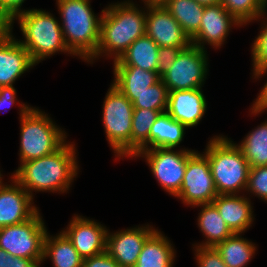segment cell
I'll use <instances>...</instances> for the list:
<instances>
[{
	"label": "cell",
	"instance_id": "6da1fadb",
	"mask_svg": "<svg viewBox=\"0 0 267 267\" xmlns=\"http://www.w3.org/2000/svg\"><path fill=\"white\" fill-rule=\"evenodd\" d=\"M75 142L66 141L53 153L19 164L11 173L33 198L36 192L68 193L79 174Z\"/></svg>",
	"mask_w": 267,
	"mask_h": 267
},
{
	"label": "cell",
	"instance_id": "7a4b0ae2",
	"mask_svg": "<svg viewBox=\"0 0 267 267\" xmlns=\"http://www.w3.org/2000/svg\"><path fill=\"white\" fill-rule=\"evenodd\" d=\"M136 3L123 0L106 5L100 23L98 48L88 64L102 57L118 60L137 38L146 35V2H143V7Z\"/></svg>",
	"mask_w": 267,
	"mask_h": 267
},
{
	"label": "cell",
	"instance_id": "3957f363",
	"mask_svg": "<svg viewBox=\"0 0 267 267\" xmlns=\"http://www.w3.org/2000/svg\"><path fill=\"white\" fill-rule=\"evenodd\" d=\"M91 0H56L60 25L68 50L82 61L88 63L96 54L101 14H95Z\"/></svg>",
	"mask_w": 267,
	"mask_h": 267
},
{
	"label": "cell",
	"instance_id": "277c9868",
	"mask_svg": "<svg viewBox=\"0 0 267 267\" xmlns=\"http://www.w3.org/2000/svg\"><path fill=\"white\" fill-rule=\"evenodd\" d=\"M203 153L207 156L218 195L245 193L250 165L231 138L222 134L211 137Z\"/></svg>",
	"mask_w": 267,
	"mask_h": 267
},
{
	"label": "cell",
	"instance_id": "5b68a950",
	"mask_svg": "<svg viewBox=\"0 0 267 267\" xmlns=\"http://www.w3.org/2000/svg\"><path fill=\"white\" fill-rule=\"evenodd\" d=\"M15 20L22 34L18 41L29 52L33 62L38 65L46 58H51L56 53H66L74 56L67 48L59 19L43 9L32 8L18 15Z\"/></svg>",
	"mask_w": 267,
	"mask_h": 267
},
{
	"label": "cell",
	"instance_id": "8992f818",
	"mask_svg": "<svg viewBox=\"0 0 267 267\" xmlns=\"http://www.w3.org/2000/svg\"><path fill=\"white\" fill-rule=\"evenodd\" d=\"M19 119L20 164L49 155L67 141L65 129L58 126L51 116L39 107H32Z\"/></svg>",
	"mask_w": 267,
	"mask_h": 267
},
{
	"label": "cell",
	"instance_id": "52a82bcc",
	"mask_svg": "<svg viewBox=\"0 0 267 267\" xmlns=\"http://www.w3.org/2000/svg\"><path fill=\"white\" fill-rule=\"evenodd\" d=\"M102 106L103 128L107 142L115 153V160L130 159L134 112L132 102L110 84Z\"/></svg>",
	"mask_w": 267,
	"mask_h": 267
},
{
	"label": "cell",
	"instance_id": "ba28073f",
	"mask_svg": "<svg viewBox=\"0 0 267 267\" xmlns=\"http://www.w3.org/2000/svg\"><path fill=\"white\" fill-rule=\"evenodd\" d=\"M40 211L25 222L0 228V248L14 257L34 259L41 265L48 229Z\"/></svg>",
	"mask_w": 267,
	"mask_h": 267
},
{
	"label": "cell",
	"instance_id": "9c48e42d",
	"mask_svg": "<svg viewBox=\"0 0 267 267\" xmlns=\"http://www.w3.org/2000/svg\"><path fill=\"white\" fill-rule=\"evenodd\" d=\"M193 149L152 148L138 152L133 158H143L164 191L175 197L182 187L188 157Z\"/></svg>",
	"mask_w": 267,
	"mask_h": 267
},
{
	"label": "cell",
	"instance_id": "30bf717a",
	"mask_svg": "<svg viewBox=\"0 0 267 267\" xmlns=\"http://www.w3.org/2000/svg\"><path fill=\"white\" fill-rule=\"evenodd\" d=\"M207 53L192 44L180 51L169 71L161 77L169 92L204 87L209 72Z\"/></svg>",
	"mask_w": 267,
	"mask_h": 267
},
{
	"label": "cell",
	"instance_id": "8fae6325",
	"mask_svg": "<svg viewBox=\"0 0 267 267\" xmlns=\"http://www.w3.org/2000/svg\"><path fill=\"white\" fill-rule=\"evenodd\" d=\"M217 195L207 156L194 150L188 157L182 187L175 198L193 208L212 203Z\"/></svg>",
	"mask_w": 267,
	"mask_h": 267
},
{
	"label": "cell",
	"instance_id": "7c38bea8",
	"mask_svg": "<svg viewBox=\"0 0 267 267\" xmlns=\"http://www.w3.org/2000/svg\"><path fill=\"white\" fill-rule=\"evenodd\" d=\"M136 225L106 235V252L120 265L133 267L146 240L158 229L152 225Z\"/></svg>",
	"mask_w": 267,
	"mask_h": 267
},
{
	"label": "cell",
	"instance_id": "4fadbf2b",
	"mask_svg": "<svg viewBox=\"0 0 267 267\" xmlns=\"http://www.w3.org/2000/svg\"><path fill=\"white\" fill-rule=\"evenodd\" d=\"M235 26L244 27L220 3L205 6L199 31L190 39L191 44L203 50H207L206 44L219 50Z\"/></svg>",
	"mask_w": 267,
	"mask_h": 267
},
{
	"label": "cell",
	"instance_id": "5bb4252c",
	"mask_svg": "<svg viewBox=\"0 0 267 267\" xmlns=\"http://www.w3.org/2000/svg\"><path fill=\"white\" fill-rule=\"evenodd\" d=\"M146 35L159 47H188L189 37L161 3L146 2Z\"/></svg>",
	"mask_w": 267,
	"mask_h": 267
},
{
	"label": "cell",
	"instance_id": "9a60e30c",
	"mask_svg": "<svg viewBox=\"0 0 267 267\" xmlns=\"http://www.w3.org/2000/svg\"><path fill=\"white\" fill-rule=\"evenodd\" d=\"M73 243L79 255L85 259L106 251L107 227L101 222L74 214L62 230Z\"/></svg>",
	"mask_w": 267,
	"mask_h": 267
},
{
	"label": "cell",
	"instance_id": "2e32d148",
	"mask_svg": "<svg viewBox=\"0 0 267 267\" xmlns=\"http://www.w3.org/2000/svg\"><path fill=\"white\" fill-rule=\"evenodd\" d=\"M10 184L0 187V228L19 224L32 218L39 208L34 205V198L10 176Z\"/></svg>",
	"mask_w": 267,
	"mask_h": 267
},
{
	"label": "cell",
	"instance_id": "e0dca14e",
	"mask_svg": "<svg viewBox=\"0 0 267 267\" xmlns=\"http://www.w3.org/2000/svg\"><path fill=\"white\" fill-rule=\"evenodd\" d=\"M207 105L202 88L175 90L169 92L166 112L188 129L200 124Z\"/></svg>",
	"mask_w": 267,
	"mask_h": 267
},
{
	"label": "cell",
	"instance_id": "ac0fdd59",
	"mask_svg": "<svg viewBox=\"0 0 267 267\" xmlns=\"http://www.w3.org/2000/svg\"><path fill=\"white\" fill-rule=\"evenodd\" d=\"M15 37L11 33L0 42V87L14 86L16 80L36 66L29 52Z\"/></svg>",
	"mask_w": 267,
	"mask_h": 267
},
{
	"label": "cell",
	"instance_id": "d6986e66",
	"mask_svg": "<svg viewBox=\"0 0 267 267\" xmlns=\"http://www.w3.org/2000/svg\"><path fill=\"white\" fill-rule=\"evenodd\" d=\"M212 204L233 233L244 234L252 227L254 206L246 194L217 195Z\"/></svg>",
	"mask_w": 267,
	"mask_h": 267
},
{
	"label": "cell",
	"instance_id": "ffe728a7",
	"mask_svg": "<svg viewBox=\"0 0 267 267\" xmlns=\"http://www.w3.org/2000/svg\"><path fill=\"white\" fill-rule=\"evenodd\" d=\"M113 81L115 86L132 103L134 94H141L161 78L158 71H147L137 66H113Z\"/></svg>",
	"mask_w": 267,
	"mask_h": 267
},
{
	"label": "cell",
	"instance_id": "44dd1931",
	"mask_svg": "<svg viewBox=\"0 0 267 267\" xmlns=\"http://www.w3.org/2000/svg\"><path fill=\"white\" fill-rule=\"evenodd\" d=\"M176 252L171 240L157 229L144 243L133 267H173Z\"/></svg>",
	"mask_w": 267,
	"mask_h": 267
},
{
	"label": "cell",
	"instance_id": "7402d4cb",
	"mask_svg": "<svg viewBox=\"0 0 267 267\" xmlns=\"http://www.w3.org/2000/svg\"><path fill=\"white\" fill-rule=\"evenodd\" d=\"M193 207L201 209L197 217V227L205 238L202 242L192 244L193 246L215 247L234 234L212 203Z\"/></svg>",
	"mask_w": 267,
	"mask_h": 267
},
{
	"label": "cell",
	"instance_id": "603a6c76",
	"mask_svg": "<svg viewBox=\"0 0 267 267\" xmlns=\"http://www.w3.org/2000/svg\"><path fill=\"white\" fill-rule=\"evenodd\" d=\"M48 258L53 267H82L83 262V258L62 230L54 236L47 232L42 263Z\"/></svg>",
	"mask_w": 267,
	"mask_h": 267
},
{
	"label": "cell",
	"instance_id": "cb8c5ba5",
	"mask_svg": "<svg viewBox=\"0 0 267 267\" xmlns=\"http://www.w3.org/2000/svg\"><path fill=\"white\" fill-rule=\"evenodd\" d=\"M159 46L147 35L137 38L113 66H137L147 71H158Z\"/></svg>",
	"mask_w": 267,
	"mask_h": 267
},
{
	"label": "cell",
	"instance_id": "d4e9b609",
	"mask_svg": "<svg viewBox=\"0 0 267 267\" xmlns=\"http://www.w3.org/2000/svg\"><path fill=\"white\" fill-rule=\"evenodd\" d=\"M187 128L174 120L167 112L160 113L150 130V149H179Z\"/></svg>",
	"mask_w": 267,
	"mask_h": 267
},
{
	"label": "cell",
	"instance_id": "484cf974",
	"mask_svg": "<svg viewBox=\"0 0 267 267\" xmlns=\"http://www.w3.org/2000/svg\"><path fill=\"white\" fill-rule=\"evenodd\" d=\"M242 235L244 234L234 233L215 246L228 267H247L257 252L256 243Z\"/></svg>",
	"mask_w": 267,
	"mask_h": 267
},
{
	"label": "cell",
	"instance_id": "4316f807",
	"mask_svg": "<svg viewBox=\"0 0 267 267\" xmlns=\"http://www.w3.org/2000/svg\"><path fill=\"white\" fill-rule=\"evenodd\" d=\"M161 4L178 21L189 39L199 31L204 5L196 0H164Z\"/></svg>",
	"mask_w": 267,
	"mask_h": 267
},
{
	"label": "cell",
	"instance_id": "83f0119b",
	"mask_svg": "<svg viewBox=\"0 0 267 267\" xmlns=\"http://www.w3.org/2000/svg\"><path fill=\"white\" fill-rule=\"evenodd\" d=\"M235 144L242 151L250 168L267 166V119Z\"/></svg>",
	"mask_w": 267,
	"mask_h": 267
},
{
	"label": "cell",
	"instance_id": "f1b7e54d",
	"mask_svg": "<svg viewBox=\"0 0 267 267\" xmlns=\"http://www.w3.org/2000/svg\"><path fill=\"white\" fill-rule=\"evenodd\" d=\"M160 111L134 109L131 132V159L140 151L150 149V130Z\"/></svg>",
	"mask_w": 267,
	"mask_h": 267
},
{
	"label": "cell",
	"instance_id": "f546056e",
	"mask_svg": "<svg viewBox=\"0 0 267 267\" xmlns=\"http://www.w3.org/2000/svg\"><path fill=\"white\" fill-rule=\"evenodd\" d=\"M220 4L244 26L254 23L267 7L266 0H221Z\"/></svg>",
	"mask_w": 267,
	"mask_h": 267
},
{
	"label": "cell",
	"instance_id": "4dcf8cb0",
	"mask_svg": "<svg viewBox=\"0 0 267 267\" xmlns=\"http://www.w3.org/2000/svg\"><path fill=\"white\" fill-rule=\"evenodd\" d=\"M169 90L160 79L157 83L148 87L141 94H134V109L157 110L161 113L166 112Z\"/></svg>",
	"mask_w": 267,
	"mask_h": 267
},
{
	"label": "cell",
	"instance_id": "1f68e13d",
	"mask_svg": "<svg viewBox=\"0 0 267 267\" xmlns=\"http://www.w3.org/2000/svg\"><path fill=\"white\" fill-rule=\"evenodd\" d=\"M260 21V31L251 44L252 77L262 68L267 67V7L255 20Z\"/></svg>",
	"mask_w": 267,
	"mask_h": 267
},
{
	"label": "cell",
	"instance_id": "d6a6232c",
	"mask_svg": "<svg viewBox=\"0 0 267 267\" xmlns=\"http://www.w3.org/2000/svg\"><path fill=\"white\" fill-rule=\"evenodd\" d=\"M245 192L249 198L253 195L267 204V166L250 168Z\"/></svg>",
	"mask_w": 267,
	"mask_h": 267
},
{
	"label": "cell",
	"instance_id": "836d02e7",
	"mask_svg": "<svg viewBox=\"0 0 267 267\" xmlns=\"http://www.w3.org/2000/svg\"><path fill=\"white\" fill-rule=\"evenodd\" d=\"M198 267H228L215 247L193 246Z\"/></svg>",
	"mask_w": 267,
	"mask_h": 267
},
{
	"label": "cell",
	"instance_id": "e575fe53",
	"mask_svg": "<svg viewBox=\"0 0 267 267\" xmlns=\"http://www.w3.org/2000/svg\"><path fill=\"white\" fill-rule=\"evenodd\" d=\"M18 104L20 117L24 116L33 106L22 103L17 99V91L14 86H1L0 87V113L1 110L8 111L13 105ZM5 111V112H6Z\"/></svg>",
	"mask_w": 267,
	"mask_h": 267
},
{
	"label": "cell",
	"instance_id": "d590c367",
	"mask_svg": "<svg viewBox=\"0 0 267 267\" xmlns=\"http://www.w3.org/2000/svg\"><path fill=\"white\" fill-rule=\"evenodd\" d=\"M185 48L187 47H159L157 62L160 78L169 71L177 55Z\"/></svg>",
	"mask_w": 267,
	"mask_h": 267
},
{
	"label": "cell",
	"instance_id": "8d00e7d4",
	"mask_svg": "<svg viewBox=\"0 0 267 267\" xmlns=\"http://www.w3.org/2000/svg\"><path fill=\"white\" fill-rule=\"evenodd\" d=\"M0 267H40L34 259L12 256L0 248Z\"/></svg>",
	"mask_w": 267,
	"mask_h": 267
},
{
	"label": "cell",
	"instance_id": "74e56055",
	"mask_svg": "<svg viewBox=\"0 0 267 267\" xmlns=\"http://www.w3.org/2000/svg\"><path fill=\"white\" fill-rule=\"evenodd\" d=\"M82 267H120V265L105 251L83 259Z\"/></svg>",
	"mask_w": 267,
	"mask_h": 267
},
{
	"label": "cell",
	"instance_id": "f35d334b",
	"mask_svg": "<svg viewBox=\"0 0 267 267\" xmlns=\"http://www.w3.org/2000/svg\"><path fill=\"white\" fill-rule=\"evenodd\" d=\"M26 0H0V9L13 21L18 15L28 9H23L22 5Z\"/></svg>",
	"mask_w": 267,
	"mask_h": 267
},
{
	"label": "cell",
	"instance_id": "ab89813d",
	"mask_svg": "<svg viewBox=\"0 0 267 267\" xmlns=\"http://www.w3.org/2000/svg\"><path fill=\"white\" fill-rule=\"evenodd\" d=\"M266 74V75H265ZM267 77V67H264L260 69L253 77L252 79L261 80L262 77ZM267 99V80L266 83L263 84L262 89L260 90L259 94L257 95V98L253 101L254 107H259L265 100Z\"/></svg>",
	"mask_w": 267,
	"mask_h": 267
},
{
	"label": "cell",
	"instance_id": "60d3db41",
	"mask_svg": "<svg viewBox=\"0 0 267 267\" xmlns=\"http://www.w3.org/2000/svg\"><path fill=\"white\" fill-rule=\"evenodd\" d=\"M13 32L12 20L0 9V42Z\"/></svg>",
	"mask_w": 267,
	"mask_h": 267
},
{
	"label": "cell",
	"instance_id": "b9f144b4",
	"mask_svg": "<svg viewBox=\"0 0 267 267\" xmlns=\"http://www.w3.org/2000/svg\"><path fill=\"white\" fill-rule=\"evenodd\" d=\"M249 109L250 115H254V117L264 113L265 111H267V99L259 107H254L253 105H251Z\"/></svg>",
	"mask_w": 267,
	"mask_h": 267
},
{
	"label": "cell",
	"instance_id": "7bdbcfd3",
	"mask_svg": "<svg viewBox=\"0 0 267 267\" xmlns=\"http://www.w3.org/2000/svg\"><path fill=\"white\" fill-rule=\"evenodd\" d=\"M199 4H202L204 6H209V5H216L221 2V0H196Z\"/></svg>",
	"mask_w": 267,
	"mask_h": 267
},
{
	"label": "cell",
	"instance_id": "ee69618b",
	"mask_svg": "<svg viewBox=\"0 0 267 267\" xmlns=\"http://www.w3.org/2000/svg\"><path fill=\"white\" fill-rule=\"evenodd\" d=\"M2 170H0V187L3 185L4 181H3V174L1 173Z\"/></svg>",
	"mask_w": 267,
	"mask_h": 267
},
{
	"label": "cell",
	"instance_id": "f6af8a7d",
	"mask_svg": "<svg viewBox=\"0 0 267 267\" xmlns=\"http://www.w3.org/2000/svg\"><path fill=\"white\" fill-rule=\"evenodd\" d=\"M164 0H149V3H161Z\"/></svg>",
	"mask_w": 267,
	"mask_h": 267
},
{
	"label": "cell",
	"instance_id": "bcb514c9",
	"mask_svg": "<svg viewBox=\"0 0 267 267\" xmlns=\"http://www.w3.org/2000/svg\"><path fill=\"white\" fill-rule=\"evenodd\" d=\"M140 1V0H139ZM142 2H147V3H149V0H141Z\"/></svg>",
	"mask_w": 267,
	"mask_h": 267
}]
</instances>
